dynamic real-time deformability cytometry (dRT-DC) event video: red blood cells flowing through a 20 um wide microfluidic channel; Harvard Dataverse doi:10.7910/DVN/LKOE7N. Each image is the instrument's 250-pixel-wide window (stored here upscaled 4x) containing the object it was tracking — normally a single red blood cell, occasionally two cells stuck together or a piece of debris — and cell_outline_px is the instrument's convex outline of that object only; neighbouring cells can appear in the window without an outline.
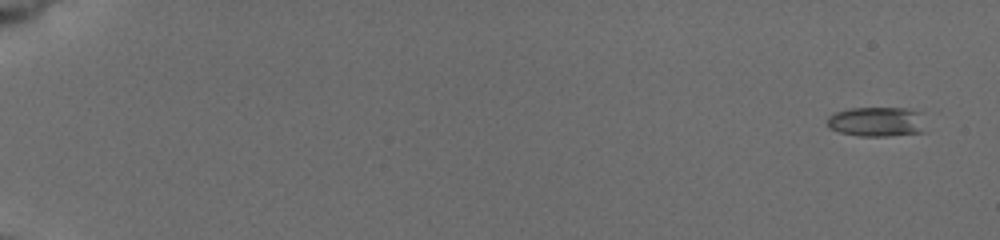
{"species": "common noctule bat (a hibernating species)", "species_latin": "Nyctalus noctula", "temperature_condition": "cold", "stored_images_in_passage": 66, "camera_frame_rate_fps": 3000, "um_per_image_px": 0.085, "animal": {"sex": "female", "body_mass_g": 19.5, "forearm_length_mm": 54.1}, "frame": {"image": 1, "passage_image": 1, "time_ms": 0.0, "image_size_px": [1000, 240], "cell_outline_px": [[924, 132], [888, 136], [860, 136], [840, 132], [828, 128], [828, 116], [836, 112], [852, 108], [904, 108], [924, 112]], "centroid_in_image_um": [74.58, 10.34], "position_along_channel_um": 10.4, "area_um2": 17.22}}
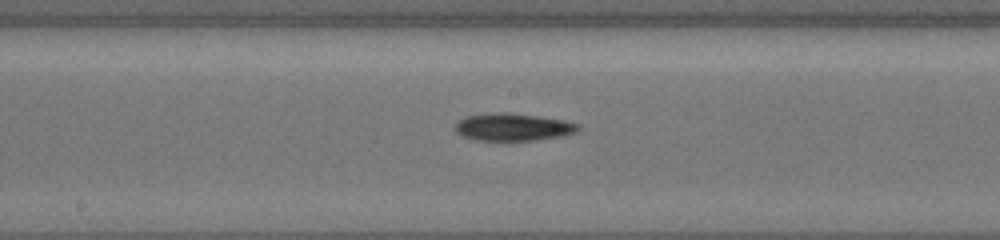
{"frame": {"image": 2, "passage_image": 41, "time_ms": 10.0, "image_size_px": [1000, 240], "cell_outline_px": [[580, 128], [576, 132], [564, 136], [536, 140], [472, 140], [456, 132], [456, 120], [468, 116], [492, 112], [508, 112], [540, 116], [564, 120], [580, 124]], "centroid_in_image_um": [43.63, 10.79], "position_along_channel_um": 204.6, "area_um2": 19.88}}
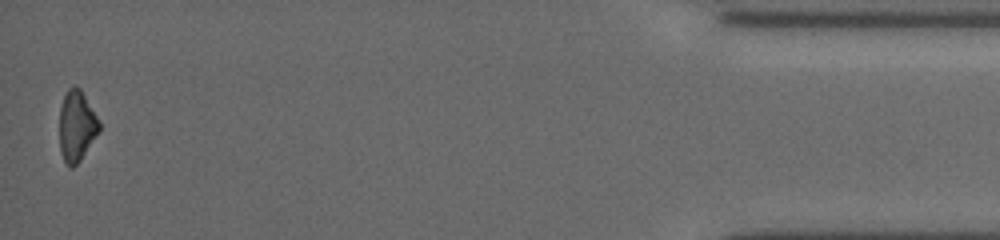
{"frame": {"image": 3, "passage_image": 66, "time_ms": 17.667, "image_size_px": [1000, 240], "cell_outline_px": [[100, 132], [80, 160], [72, 168], [68, 168], [60, 152], [60, 108], [64, 96], [68, 88], [80, 88], [100, 120]], "centroid_in_image_um": [6.53, 10.74], "position_along_channel_um": 428.7, "area_um2": 16.42}, "authors_computed_cell_mechanics": {"area_um2": 18.1492, "velocity_mm_per_s": 3.8625, "shape_relaxation_time_tau1_ms": 5.4206, "shape_relaxation_time_tau2_ms": null, "deformation_change_tau1": 0.1374, "deformation_change_tau2": null}}